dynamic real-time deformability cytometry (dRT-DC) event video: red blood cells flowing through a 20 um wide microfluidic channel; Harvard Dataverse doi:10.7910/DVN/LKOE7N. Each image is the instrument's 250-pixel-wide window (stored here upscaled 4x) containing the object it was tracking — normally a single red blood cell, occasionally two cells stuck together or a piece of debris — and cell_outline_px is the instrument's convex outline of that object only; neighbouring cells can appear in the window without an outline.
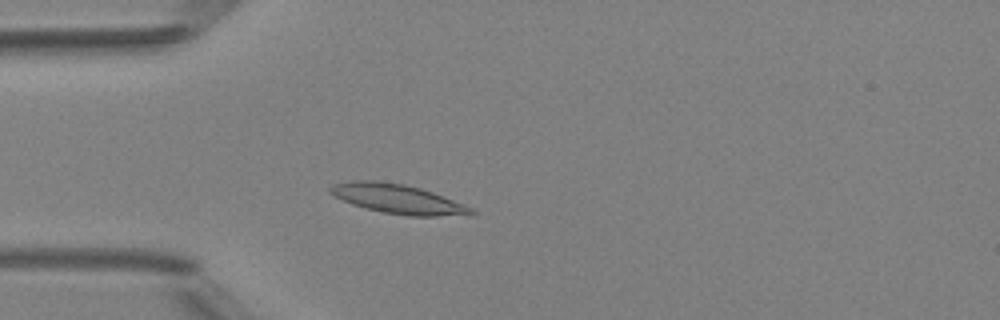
{"species": "Egyptian fruit bat (a non-hibernating species)", "species_latin": "Rousettus aegyptiacus", "temperature_condition": "room temperature", "stored_images_in_passage": 46, "camera_frame_rate_fps": 3000, "um_per_image_px": 0.085, "animal": {"sex": "female"}, "frame": {"image": 1, "passage_image": 11, "time_ms": 3.333, "image_size_px": [1000, 320], "cell_outline_px": [[476, 212], [436, 216], [408, 216], [384, 212], [364, 208], [352, 204], [332, 196], [328, 192], [328, 188], [332, 184], [352, 180], [376, 180], [404, 184], [420, 188], [432, 192], [464, 204], [472, 208]], "centroid_in_image_um": [33.68, 16.88], "position_along_channel_um": 51.3, "area_um2": 23.93}}
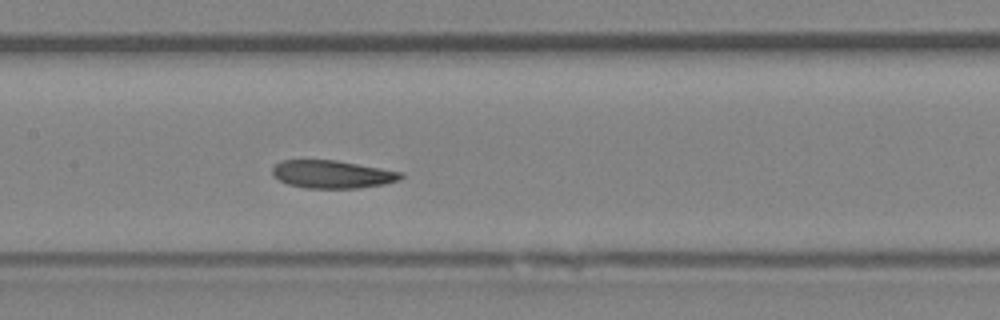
{"frame": {"image": 2, "passage_image": 21, "time_ms": 6.667, "image_size_px": [1000, 320], "cell_outline_px": [[404, 176], [400, 180], [384, 184], [356, 188], [304, 188], [288, 184], [272, 176], [272, 168], [280, 160], [336, 160], [404, 172]], "centroid_in_image_um": [28.25, 14.81], "position_along_channel_um": 179.2, "area_um2": 20.98}}
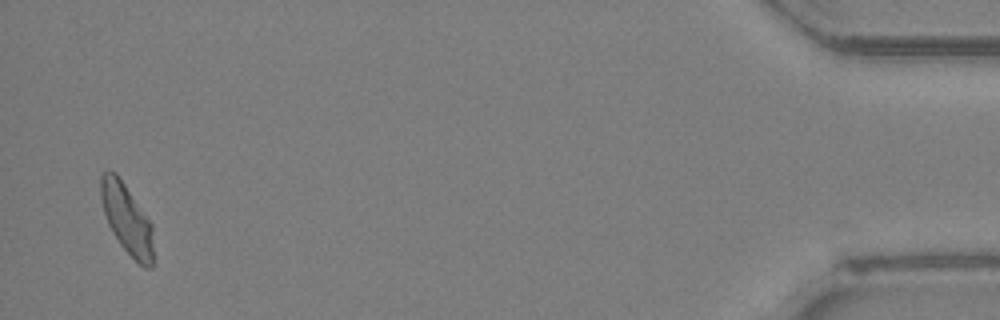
{"frame": {"image": 3, "passage_image": 45, "time_ms": 14.667, "image_size_px": [1000, 320], "cell_outline_px": [[152, 268], [144, 268], [120, 244], [112, 232], [108, 224], [104, 212], [100, 196], [100, 176], [108, 168], [116, 172], [152, 224]], "centroid_in_image_um": [10.75, 18.57], "position_along_channel_um": 424.5, "area_um2": 21.15}, "authors_computed_cell_mechanics": {"area_um2": 21.6172, "velocity_mm_per_s": 4.1626, "shape_relaxation_time_tau1_ms": null, "shape_relaxation_time_tau2_ms": 7.0079, "deformation_change_tau1": null, "deformation_change_tau2": 0.1473}}